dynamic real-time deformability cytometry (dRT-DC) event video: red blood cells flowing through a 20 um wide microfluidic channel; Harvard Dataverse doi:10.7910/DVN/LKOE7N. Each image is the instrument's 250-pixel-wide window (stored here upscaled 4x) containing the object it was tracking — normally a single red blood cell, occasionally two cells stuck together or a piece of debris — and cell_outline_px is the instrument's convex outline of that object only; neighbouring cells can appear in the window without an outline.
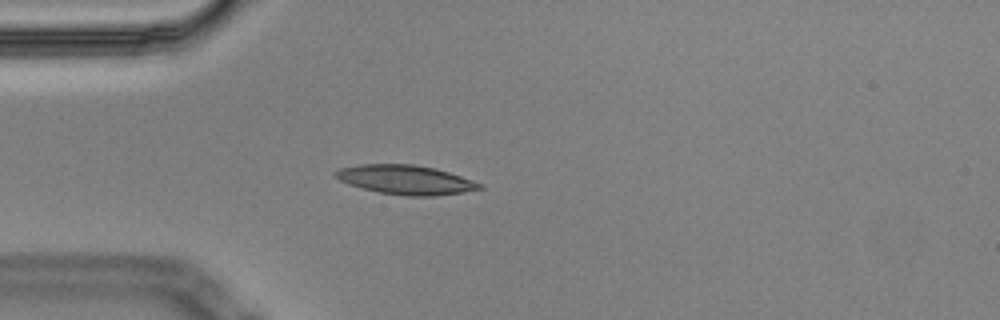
{"species": "Egyptian fruit bat (a non-hibernating species)", "species_latin": "Rousettus aegyptiacus", "temperature_condition": "cold", "stored_images_in_passage": 3, "camera_frame_rate_fps": 3000, "um_per_image_px": 0.085, "animal": {"sex": "male"}, "frame": {"image": 1, "passage_image": 3, "time_ms": 0.667, "image_size_px": [1000, 320], "cell_outline_px": [[484, 188], [464, 192], [436, 196], [404, 196], [380, 192], [348, 184], [332, 176], [332, 172], [340, 168], [360, 164], [416, 164], [436, 168], [484, 184]], "centroid_in_image_um": [34.48, 15.27], "position_along_channel_um": 50.5, "area_um2": 24.74}}